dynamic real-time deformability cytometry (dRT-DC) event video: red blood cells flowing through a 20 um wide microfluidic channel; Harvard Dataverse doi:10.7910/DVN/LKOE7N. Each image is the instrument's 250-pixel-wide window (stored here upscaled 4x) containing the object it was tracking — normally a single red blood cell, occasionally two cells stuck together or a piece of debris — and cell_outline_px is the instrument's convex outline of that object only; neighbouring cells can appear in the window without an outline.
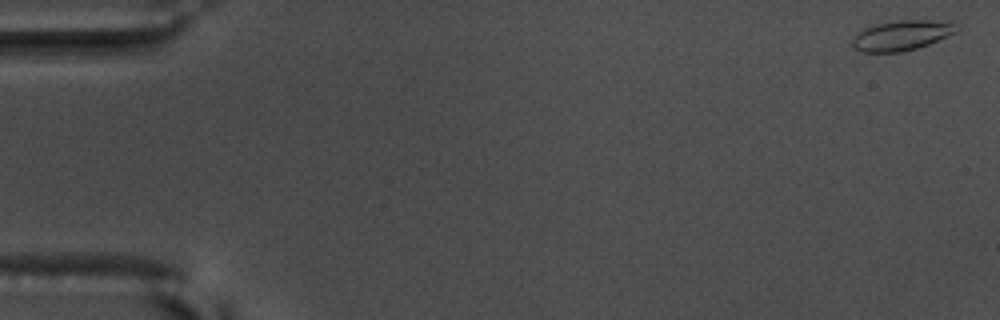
{"species": "common noctule bat (a hibernating species)", "species_latin": "Nyctalus noctula", "temperature_condition": "warm", "stored_images_in_passage": 56, "camera_frame_rate_fps": 3000, "um_per_image_px": 0.085, "animal": {"sex": "male", "body_mass_g": 17.5, "forearm_length_mm": 52.3}, "frame": {"image": 1, "passage_image": 1, "time_ms": 0.0, "image_size_px": [1000, 320], "cell_outline_px": [[956, 32], [928, 44], [916, 48], [900, 52], [864, 52], [856, 48], [852, 44], [852, 40], [864, 28], [876, 24], [900, 20], [928, 20], [952, 24]], "centroid_in_image_um": [76.58, 3.02], "position_along_channel_um": 8.4, "area_um2": 17.51}}
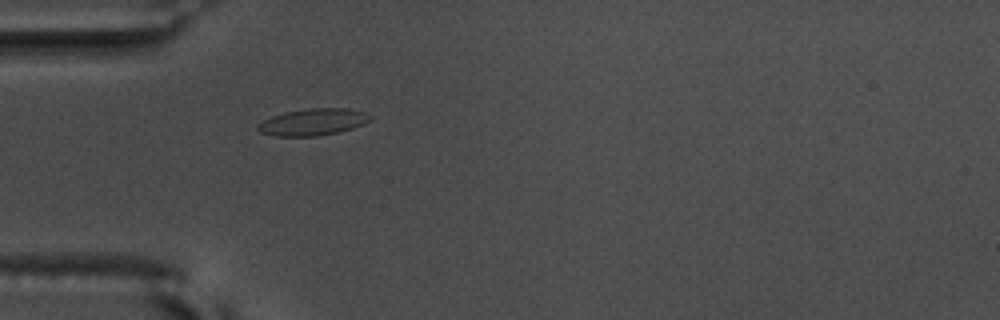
{"frame": {"image": 2, "passage_image": 17, "time_ms": 5.333, "image_size_px": [1000, 320], "cell_outline_px": [[372, 120], [364, 124], [340, 132], [316, 136], [276, 136], [260, 132], [256, 128], [256, 124], [272, 116], [284, 112], [308, 108], [348, 108], [364, 112], [372, 116]], "centroid_in_image_um": [26.61, 10.37], "position_along_channel_um": 58.4, "area_um2": 17.69}}
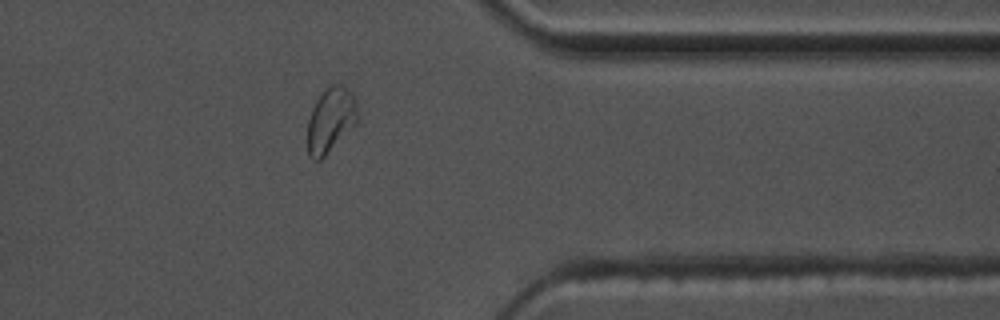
{"frame": {"image": 3, "passage_image": 45, "time_ms": 14.667, "image_size_px": [1000, 320], "cell_outline_px": [[360, 120], [320, 160], [312, 160], [308, 156], [308, 120], [312, 108], [316, 100], [332, 84], [344, 84], [352, 92], [356, 100], [360, 116]], "centroid_in_image_um": [28.15, 10.18], "position_along_channel_um": 383.3, "area_um2": 19.07}, "authors_computed_cell_mechanics": {"area_um2": 17.1088, "velocity_mm_per_s": 3.6435, "shape_relaxation_time_tau1_ms": 3.1882, "shape_relaxation_time_tau2_ms": 1.0413, "deformation_change_tau1": 0.105, "deformation_change_tau2": 0.0532}}